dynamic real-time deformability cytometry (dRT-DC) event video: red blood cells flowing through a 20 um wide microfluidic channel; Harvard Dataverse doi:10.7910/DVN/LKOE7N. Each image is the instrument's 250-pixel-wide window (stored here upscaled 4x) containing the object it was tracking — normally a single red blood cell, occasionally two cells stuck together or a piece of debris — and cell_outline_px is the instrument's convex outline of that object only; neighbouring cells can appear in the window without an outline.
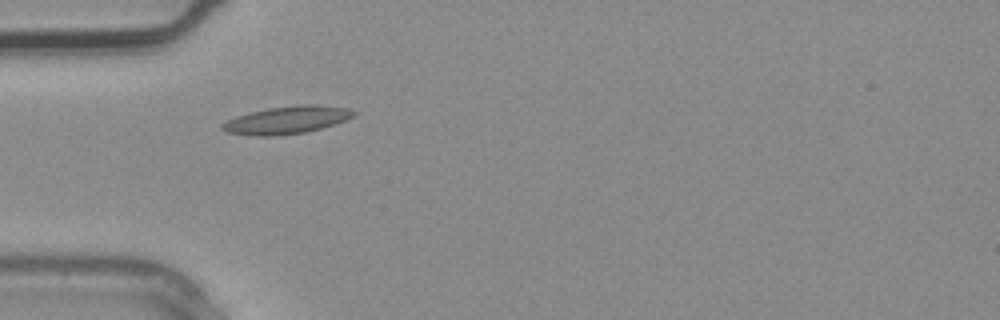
{"species": "common noctule bat (a hibernating species)", "species_latin": "Nyctalus noctula", "temperature_condition": "warm", "stored_images_in_passage": 3, "camera_frame_rate_fps": 3000, "um_per_image_px": 0.085, "animal": {"sex": "male", "body_mass_g": 20.4}, "frame": {"image": 1, "passage_image": 3, "time_ms": 0.667, "image_size_px": [1000, 320], "cell_outline_px": [[360, 112], [356, 116], [336, 124], [304, 132], [272, 136], [252, 136], [228, 132], [220, 128], [220, 124], [236, 116], [268, 108], [300, 104], [312, 104], [348, 108]], "centroid_in_image_um": [24.43, 10.19], "position_along_channel_um": 60.6, "area_um2": 21.21}}